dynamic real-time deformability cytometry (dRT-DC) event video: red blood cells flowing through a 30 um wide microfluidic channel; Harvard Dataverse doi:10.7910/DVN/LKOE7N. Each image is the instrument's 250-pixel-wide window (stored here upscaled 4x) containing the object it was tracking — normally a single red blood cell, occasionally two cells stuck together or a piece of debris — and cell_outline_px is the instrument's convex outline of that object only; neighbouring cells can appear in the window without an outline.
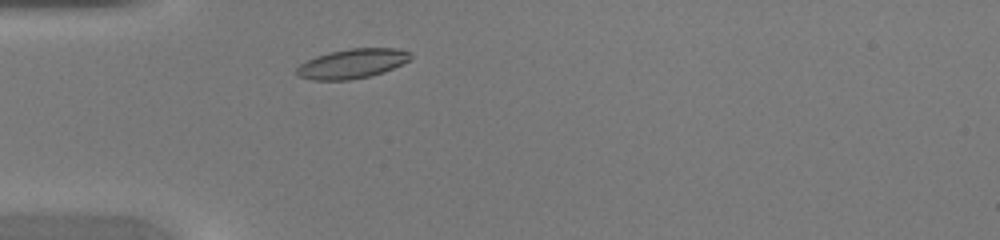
{"species": "common noctule bat (a hibernating species)", "species_latin": "Nyctalus noctula", "temperature_condition": "warm", "stored_images_in_passage": 35, "camera_frame_rate_fps": 3000, "um_per_image_px": 0.085, "animal": {"sex": "female", "body_mass_g": 20.0, "forearm_length_mm": 54.0}, "frame": {"image": 1, "passage_image": 4, "time_ms": 1.0, "image_size_px": [1000, 240], "cell_outline_px": [[412, 56], [408, 60], [384, 72], [368, 76], [348, 80], [312, 80], [296, 76], [296, 68], [300, 64], [316, 56], [328, 52], [348, 48], [396, 48], [412, 52]], "centroid_in_image_um": [29.9, 5.4], "position_along_channel_um": 55.1, "area_um2": 19.59}}
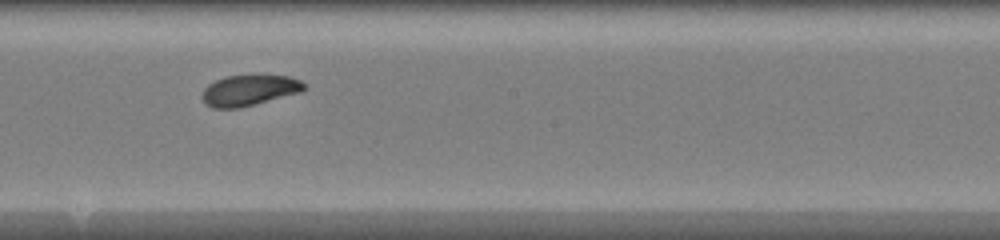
{"frame": {"image": 2, "passage_image": 16, "time_ms": 5.0, "image_size_px": [1000, 240], "cell_outline_px": [[304, 88], [300, 92], [240, 108], [212, 108], [204, 104], [200, 96], [204, 88], [208, 84], [216, 80], [228, 76], [288, 76], [300, 80], [304, 84]], "centroid_in_image_um": [21.11, 7.7], "position_along_channel_um": 227.1, "area_um2": 18.09}}
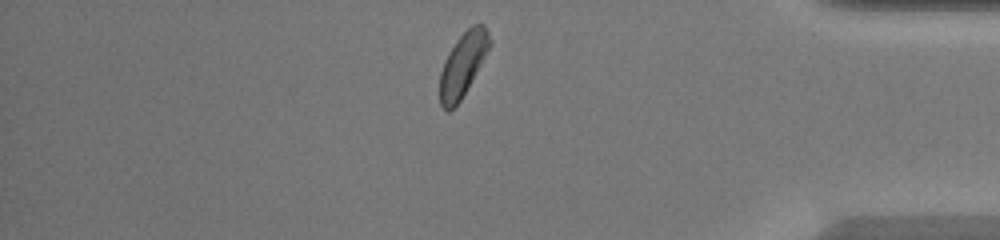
{"frame": {"image": 3, "passage_image": 29, "time_ms": 9.333, "image_size_px": [1000, 240], "cell_outline_px": [[492, 40], [484, 56], [460, 100], [448, 112], [440, 104], [440, 72], [444, 60], [448, 52], [456, 40], [472, 24], [484, 24]], "centroid_in_image_um": [39.31, 5.45], "position_along_channel_um": 395.9, "area_um2": 17.92}}